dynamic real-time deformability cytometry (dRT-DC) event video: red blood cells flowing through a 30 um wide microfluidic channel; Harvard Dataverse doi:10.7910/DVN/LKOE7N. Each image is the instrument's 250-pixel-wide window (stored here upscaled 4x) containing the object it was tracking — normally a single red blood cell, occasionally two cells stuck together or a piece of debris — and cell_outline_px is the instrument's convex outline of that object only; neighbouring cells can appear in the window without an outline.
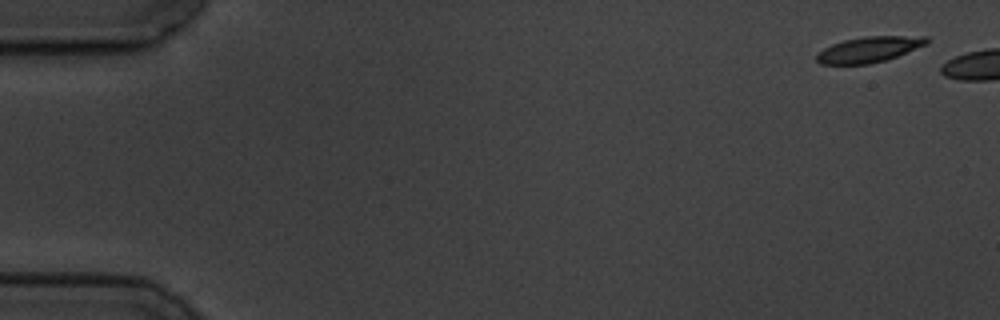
{"species": "common noctule bat (a hibernating species)", "species_latin": "Nyctalus noctula", "temperature_condition": "cold", "stored_images_in_passage": 8, "camera_frame_rate_fps": 3000, "um_per_image_px": 0.085, "animal": {"sex": "male", "body_mass_g": 19.5, "forearm_length_mm": 54.6}, "frame": {"image": 1, "passage_image": 1, "time_ms": 0.0, "image_size_px": [1000, 320], "cell_outline_px": [[928, 44], [896, 56], [884, 60], [868, 64], [820, 64], [816, 60], [816, 56], [824, 48], [832, 44], [844, 40], [864, 36], [928, 36]], "centroid_in_image_um": [73.88, 4.19], "position_along_channel_um": 11.1, "area_um2": 16.3}}
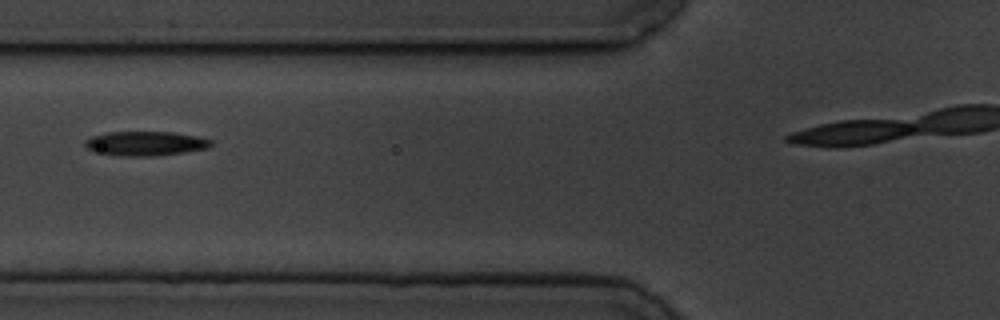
{"frame": {"image": 2, "passage_image": 7, "time_ms": 6.667, "image_size_px": [1000, 320], "cell_outline_px": [[212, 144], [208, 148], [184, 152], [156, 156], [120, 156], [92, 152], [84, 144], [84, 140], [92, 136], [108, 132], [172, 132], [200, 136], [212, 140]], "centroid_in_image_um": [12.35, 12.2], "position_along_channel_um": 113.4, "area_um2": 18.09}}